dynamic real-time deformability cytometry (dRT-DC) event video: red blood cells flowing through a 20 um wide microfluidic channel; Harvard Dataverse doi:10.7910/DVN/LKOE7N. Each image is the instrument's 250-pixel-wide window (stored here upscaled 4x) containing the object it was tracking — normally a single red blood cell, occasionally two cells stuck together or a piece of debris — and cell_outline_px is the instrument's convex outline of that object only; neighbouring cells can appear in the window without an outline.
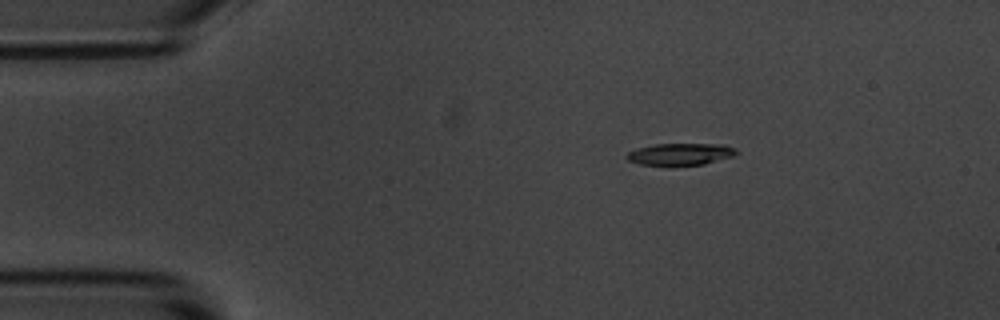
{"species": "common noctule bat (a hibernating species)", "species_latin": "Nyctalus noctula", "temperature_condition": "room temperature", "stored_images_in_passage": 6, "camera_frame_rate_fps": 3000, "um_per_image_px": 0.085, "animal": {"sex": "male", "body_mass_g": 20.1, "forearm_length_mm": 53.5}, "frame": {"image": 1, "passage_image": 3, "time_ms": 2.333, "image_size_px": [1000, 320], "cell_outline_px": [[736, 152], [732, 156], [704, 164], [640, 164], [628, 160], [624, 156], [628, 152], [636, 148], [656, 144], [724, 144], [736, 148]], "centroid_in_image_um": [57.81, 13.08], "position_along_channel_um": 27.2, "area_um2": 13.64}}
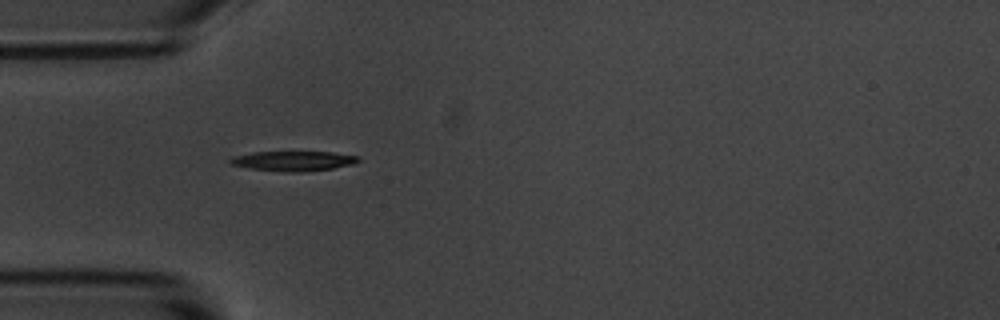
{"frame": {"image": 2, "passage_image": 5, "time_ms": 4.667, "image_size_px": [1000, 320], "cell_outline_px": [[360, 160], [352, 164], [332, 168], [304, 172], [292, 172], [252, 168], [232, 164], [228, 160], [232, 156], [252, 152], [332, 152], [356, 156]], "centroid_in_image_um": [24.92, 13.67], "position_along_channel_um": 60.1, "area_um2": 14.51}}